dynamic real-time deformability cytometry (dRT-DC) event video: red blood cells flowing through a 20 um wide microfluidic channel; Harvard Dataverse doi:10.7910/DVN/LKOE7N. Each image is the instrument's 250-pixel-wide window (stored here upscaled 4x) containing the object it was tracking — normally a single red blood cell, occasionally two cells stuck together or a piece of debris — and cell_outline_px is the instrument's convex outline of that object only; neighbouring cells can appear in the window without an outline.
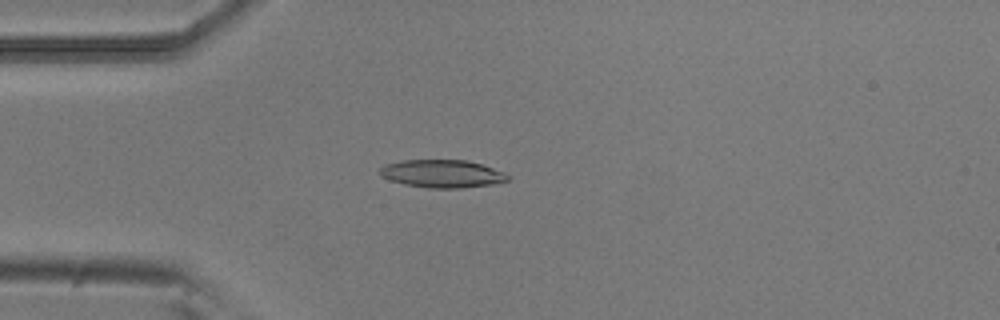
{"species": "common noctule bat (a hibernating species)", "species_latin": "Nyctalus noctula", "temperature_condition": "room temperature", "stored_images_in_passage": 53, "camera_frame_rate_fps": 3000, "um_per_image_px": 0.085, "animal": {"sex": "male", "body_mass_g": 20.5, "forearm_length_mm": 52.5}, "frame": {"image": 1, "passage_image": 14, "time_ms": 4.333, "image_size_px": [1000, 320], "cell_outline_px": [[508, 180], [496, 184], [460, 188], [428, 188], [404, 184], [388, 180], [380, 176], [380, 168], [384, 164], [400, 160], [468, 160], [504, 172], [508, 176]], "centroid_in_image_um": [37.54, 14.77], "position_along_channel_um": 47.5, "area_um2": 20.87}}
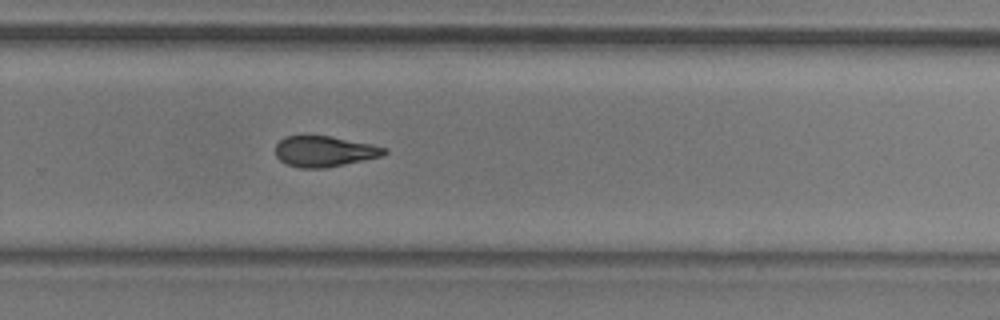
{"frame": {"image": 2, "passage_image": 35, "time_ms": 11.333, "image_size_px": [1000, 320], "cell_outline_px": [[388, 152], [380, 156], [364, 160], [324, 168], [300, 168], [284, 164], [276, 156], [276, 144], [284, 136], [328, 136], [372, 144], [388, 148]], "centroid_in_image_um": [27.55, 12.87], "position_along_channel_um": 302.2, "area_um2": 19.42}}
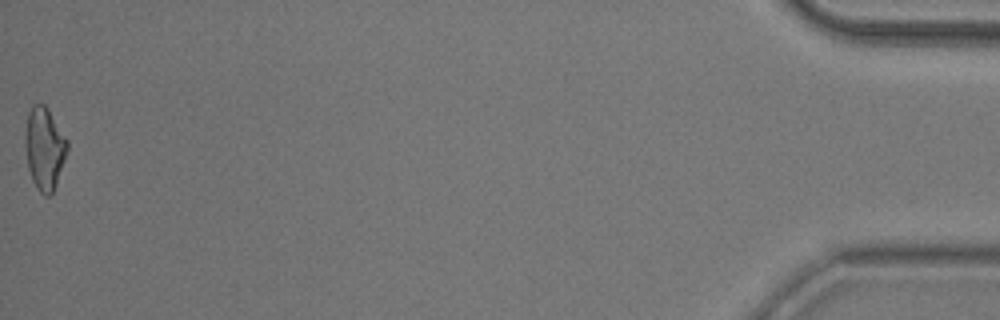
{"frame": {"image": 3, "passage_image": 53, "time_ms": 17.333, "image_size_px": [1000, 320], "cell_outline_px": [[68, 148], [56, 184], [52, 192], [48, 196], [44, 196], [40, 192], [32, 180], [28, 168], [24, 144], [24, 132], [28, 112], [32, 104], [44, 104], [48, 108], [68, 140]], "centroid_in_image_um": [3.76, 12.58], "position_along_channel_um": 431.4, "area_um2": 20.35}, "authors_computed_cell_mechanics": {"area_um2": 20.1144, "velocity_mm_per_s": 3.8219, "shape_relaxation_time_tau1_ms": 4.9751, "shape_relaxation_time_tau2_ms": 4.6284, "deformation_change_tau1": 0.1715, "deformation_change_tau2": 0.1414}}